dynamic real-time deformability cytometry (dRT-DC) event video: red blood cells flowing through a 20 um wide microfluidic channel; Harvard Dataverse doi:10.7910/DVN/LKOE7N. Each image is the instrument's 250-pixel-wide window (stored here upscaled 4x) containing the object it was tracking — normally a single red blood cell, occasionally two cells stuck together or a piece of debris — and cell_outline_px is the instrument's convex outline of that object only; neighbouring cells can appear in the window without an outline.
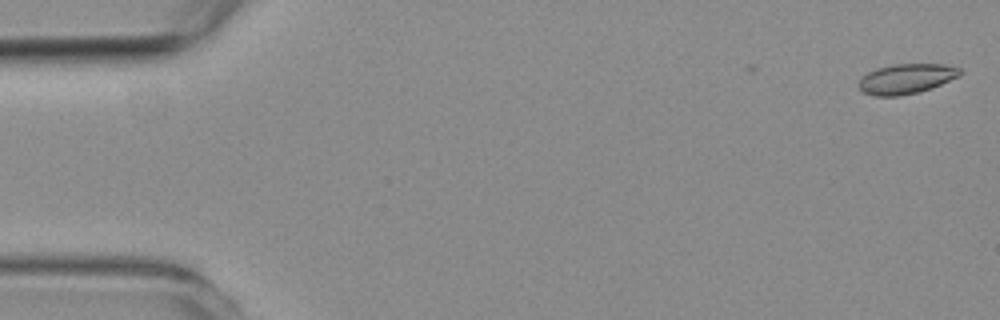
{"species": "common noctule bat (a hibernating species)", "species_latin": "Nyctalus noctula", "temperature_condition": "room temperature", "stored_images_in_passage": 11, "camera_frame_rate_fps": 3000, "um_per_image_px": 0.085, "animal": {"sex": "female", "body_mass_g": 19.3, "forearm_length_mm": 54.1}, "frame": {"image": 1, "passage_image": 1, "time_ms": 0.0, "image_size_px": [1000, 320], "cell_outline_px": [[964, 72], [960, 76], [932, 88], [900, 96], [872, 96], [864, 92], [860, 88], [860, 80], [868, 72], [876, 68], [896, 64], [944, 64], [960, 68]], "centroid_in_image_um": [77.08, 6.69], "position_along_channel_um": 7.9, "area_um2": 17.63}}